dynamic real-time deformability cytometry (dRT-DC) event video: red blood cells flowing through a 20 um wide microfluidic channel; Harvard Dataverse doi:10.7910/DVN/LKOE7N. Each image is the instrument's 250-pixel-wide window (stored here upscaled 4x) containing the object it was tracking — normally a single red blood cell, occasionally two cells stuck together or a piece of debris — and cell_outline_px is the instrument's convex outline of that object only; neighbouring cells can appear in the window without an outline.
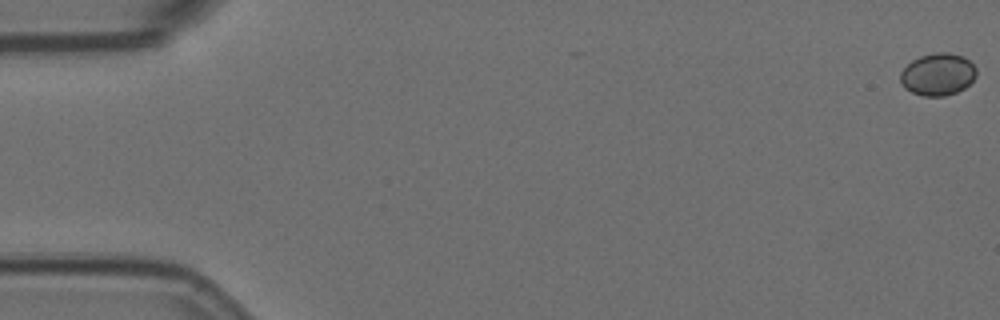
{"species": "Egyptian fruit bat (a non-hibernating species)", "species_latin": "Rousettus aegyptiacus", "temperature_condition": "room temperature", "stored_images_in_passage": 18, "camera_frame_rate_fps": 3000, "um_per_image_px": 0.085, "animal": {"sex": "female"}, "frame": {"image": 1, "passage_image": 1, "time_ms": 0.0, "image_size_px": [1000, 320], "cell_outline_px": [[976, 76], [964, 88], [956, 92], [944, 96], [924, 96], [912, 92], [904, 88], [900, 80], [900, 72], [912, 60], [920, 56], [936, 52], [948, 52], [964, 56], [976, 68]], "centroid_in_image_um": [79.7, 6.31], "position_along_channel_um": 5.3, "area_um2": 18.67}}
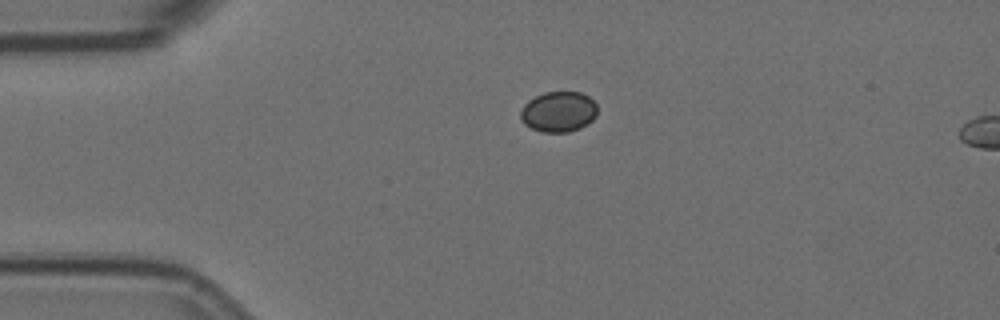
{"frame": {"image": 2, "passage_image": 14, "time_ms": 4.333, "image_size_px": [1000, 320], "cell_outline_px": [[596, 116], [588, 124], [580, 128], [568, 132], [544, 132], [532, 128], [524, 124], [520, 116], [520, 112], [524, 104], [528, 100], [544, 92], [580, 92], [588, 96], [596, 104]], "centroid_in_image_um": [47.47, 9.5], "position_along_channel_um": 37.5, "area_um2": 18.09}}